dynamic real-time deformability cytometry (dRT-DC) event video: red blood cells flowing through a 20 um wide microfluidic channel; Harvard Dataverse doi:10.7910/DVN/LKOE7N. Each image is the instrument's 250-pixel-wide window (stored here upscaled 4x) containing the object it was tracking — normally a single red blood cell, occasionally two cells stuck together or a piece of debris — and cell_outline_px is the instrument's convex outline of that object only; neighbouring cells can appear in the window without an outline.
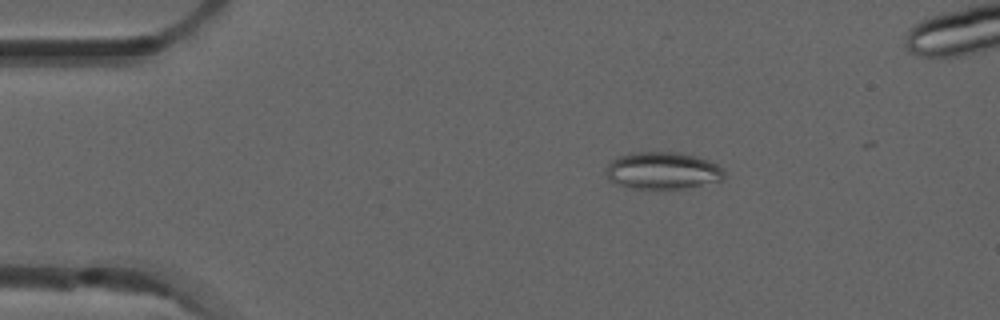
{"species": "common noctule bat (a hibernating species)", "species_latin": "Nyctalus noctula", "temperature_condition": "room temperature", "stored_images_in_passage": 5, "camera_frame_rate_fps": 3000, "um_per_image_px": 0.085, "animal": {"sex": "male", "forearm_length_mm": 52.5}, "frame": {"image": 1, "passage_image": 3, "time_ms": 0.667, "image_size_px": [1000, 320], "cell_outline_px": [[724, 176], [720, 180], [684, 188], [628, 188], [612, 184], [608, 180], [604, 172], [604, 168], [616, 156], [636, 152], [680, 152], [696, 156], [708, 160], [724, 168]], "centroid_in_image_um": [56.24, 14.49], "position_along_channel_um": 28.8, "area_um2": 25.84}}